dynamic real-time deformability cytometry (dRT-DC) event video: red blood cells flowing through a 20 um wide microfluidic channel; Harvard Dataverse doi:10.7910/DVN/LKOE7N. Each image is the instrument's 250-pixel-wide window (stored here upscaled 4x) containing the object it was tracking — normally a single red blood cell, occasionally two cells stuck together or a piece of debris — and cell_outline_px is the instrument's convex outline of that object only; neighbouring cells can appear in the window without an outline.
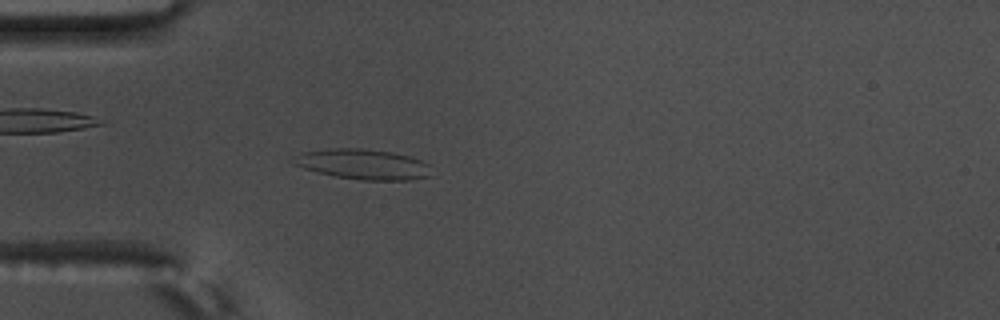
{"species": "common noctule bat (a hibernating species)", "species_latin": "Nyctalus noctula", "temperature_condition": "warm", "stored_images_in_passage": 46, "camera_frame_rate_fps": 3000, "um_per_image_px": 0.085, "animal": {"sex": "male", "body_mass_g": 17.5, "forearm_length_mm": 52.3}, "frame": {"image": 1, "passage_image": 6, "time_ms": 1.667, "image_size_px": [1000, 320], "cell_outline_px": [[432, 176], [408, 180], [360, 180], [336, 176], [316, 172], [292, 164], [288, 160], [300, 152], [328, 148], [364, 148], [388, 152], [408, 156], [420, 160], [428, 164]], "centroid_in_image_um": [30.78, 13.96], "position_along_channel_um": 54.2, "area_um2": 24.51}}
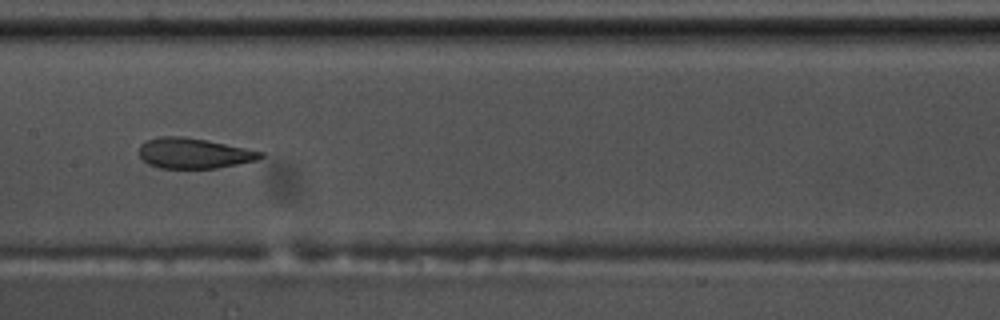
{"frame": {"image": 2, "passage_image": 18, "time_ms": 5.667, "image_size_px": [1000, 320], "cell_outline_px": [[264, 156], [256, 160], [216, 168], [160, 168], [148, 164], [140, 156], [140, 144], [148, 140], [160, 136], [184, 136], [208, 140], [264, 152]], "centroid_in_image_um": [16.47, 13.02], "position_along_channel_um": 190.9, "area_um2": 21.39}}
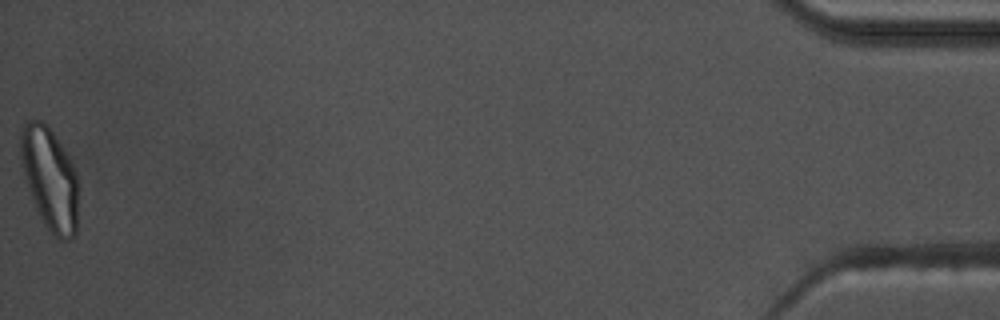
{"frame": {"image": 3, "passage_image": 46, "time_ms": 15.0, "image_size_px": [1000, 320], "cell_outline_px": [[80, 188], [76, 232], [68, 240], [60, 240], [44, 224], [36, 212], [24, 180], [20, 160], [20, 128], [28, 120], [40, 120], [48, 124], [68, 156], [76, 172]], "centroid_in_image_um": [4.23, 15.19], "position_along_channel_um": 431.0, "area_um2": 35.37}, "authors_computed_cell_mechanics": {"area_um2": 23.2356, "velocity_mm_per_s": 3.627, "shape_relaxation_time_tau1_ms": 8.983, "shape_relaxation_time_tau2_ms": 1.936, "deformation_change_tau1": 0.2461, "deformation_change_tau2": 0.0862}}